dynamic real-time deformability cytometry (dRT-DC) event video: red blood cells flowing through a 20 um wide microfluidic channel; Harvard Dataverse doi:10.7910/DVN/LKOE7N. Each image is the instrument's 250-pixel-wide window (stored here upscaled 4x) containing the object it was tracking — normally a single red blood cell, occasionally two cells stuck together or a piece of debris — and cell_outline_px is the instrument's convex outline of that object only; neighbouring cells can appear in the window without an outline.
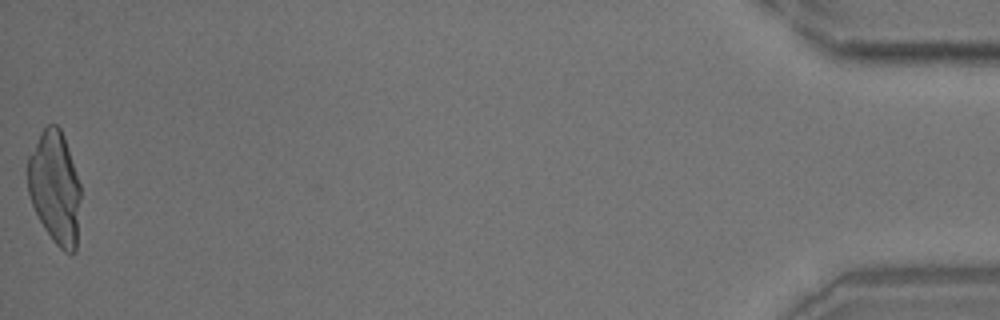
{"species": "common noctule bat (a hibernating species)", "species_latin": "Nyctalus noctula", "temperature_condition": "room temperature", "stored_images_in_passage": 52, "camera_frame_rate_fps": 3000, "um_per_image_px": 0.085, "animal": {"sex": "male", "body_mass_g": 18.8}, "frame": {"image": 1, "passage_image": 52, "time_ms": 17.0, "image_size_px": [1000, 320], "cell_outline_px": [[80, 200], [76, 252], [72, 256], [64, 252], [52, 240], [44, 228], [32, 204], [28, 192], [28, 156], [40, 132], [48, 124], [56, 124], [60, 128], [64, 136], [80, 184]], "centroid_in_image_um": [4.67, 15.96], "position_along_channel_um": 430.5, "area_um2": 34.85}}